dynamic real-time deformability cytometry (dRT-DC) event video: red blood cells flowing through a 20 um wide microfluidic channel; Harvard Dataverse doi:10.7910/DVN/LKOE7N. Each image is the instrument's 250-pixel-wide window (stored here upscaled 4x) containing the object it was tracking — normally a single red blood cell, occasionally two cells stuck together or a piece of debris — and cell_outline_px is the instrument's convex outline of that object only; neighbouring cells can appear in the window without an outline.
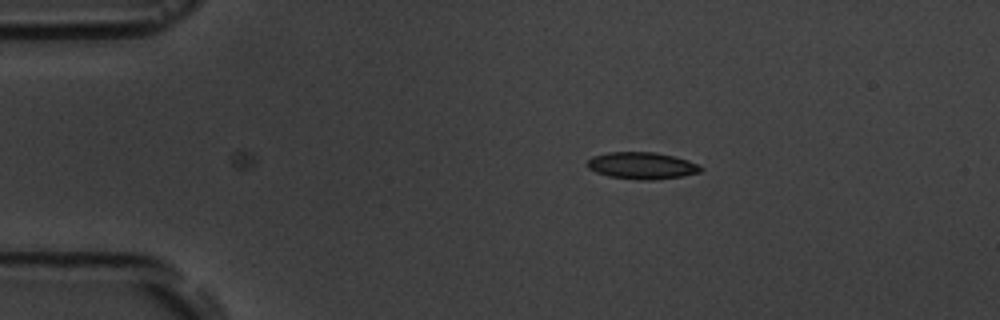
{"species": "common noctule bat (a hibernating species)", "species_latin": "Nyctalus noctula", "temperature_condition": "room temperature", "stored_images_in_passage": 5, "camera_frame_rate_fps": 3000, "um_per_image_px": 0.085, "animal": {"sex": "male", "body_mass_g": 19.5, "forearm_length_mm": 54.6}, "frame": {"image": 1, "passage_image": 5, "time_ms": 4.667, "image_size_px": [1000, 320], "cell_outline_px": [[704, 168], [700, 172], [680, 176], [652, 180], [636, 180], [608, 176], [596, 172], [588, 168], [588, 160], [592, 156], [608, 152], [656, 152], [688, 160]], "centroid_in_image_um": [54.54, 14.08], "position_along_channel_um": 30.5, "area_um2": 17.69}}